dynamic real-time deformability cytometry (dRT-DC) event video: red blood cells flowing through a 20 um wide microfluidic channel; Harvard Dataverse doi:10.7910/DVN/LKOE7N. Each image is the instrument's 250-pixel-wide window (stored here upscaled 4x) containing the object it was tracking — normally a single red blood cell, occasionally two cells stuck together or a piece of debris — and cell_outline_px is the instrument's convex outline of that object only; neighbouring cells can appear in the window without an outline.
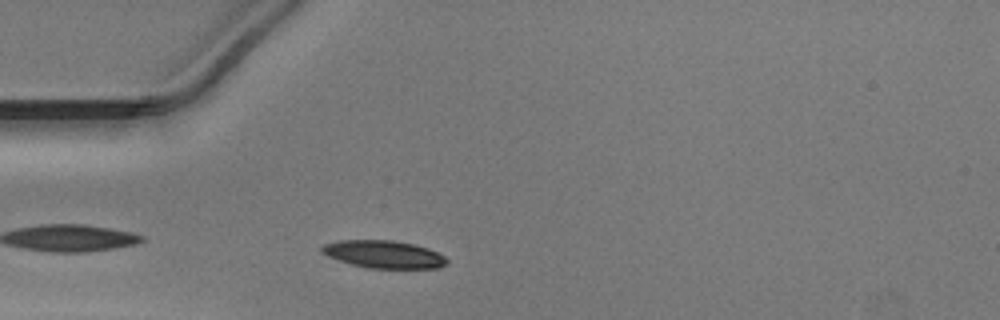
{"species": "Egyptian fruit bat (a non-hibernating species)", "species_latin": "Rousettus aegyptiacus", "temperature_condition": "warm", "stored_images_in_passage": 17, "camera_frame_rate_fps": 3000, "um_per_image_px": 0.085, "animal": {"sex": "male"}, "frame": {"image": 1, "passage_image": 3, "time_ms": 0.667, "image_size_px": [1000, 320], "cell_outline_px": [[448, 264], [436, 268], [368, 268], [352, 264], [328, 256], [320, 252], [320, 248], [324, 244], [336, 240], [392, 240], [412, 244], [428, 248], [444, 256], [448, 260]], "centroid_in_image_um": [32.6, 21.61], "position_along_channel_um": 52.4, "area_um2": 20.06}}
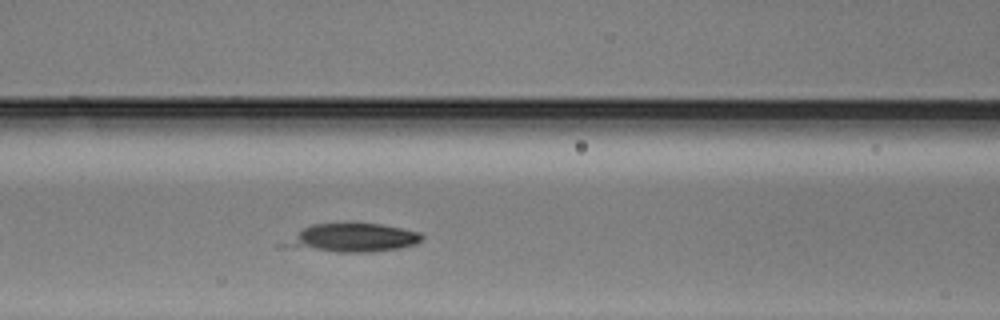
{"frame": {"image": 2, "passage_image": 10, "time_ms": 3.0, "image_size_px": [1000, 320], "cell_outline_px": [[424, 236], [416, 244], [400, 248], [372, 252], [336, 252], [276, 244], [304, 228], [312, 224], [380, 224], [420, 232]], "centroid_in_image_um": [29.97, 20.22], "position_along_channel_um": 136.6, "area_um2": 22.43}}
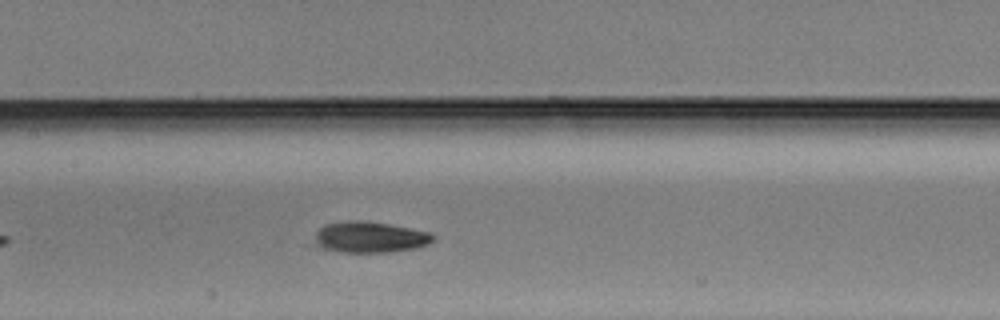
{"frame": {"image": 3, "passage_image": 13, "time_ms": 4.0, "image_size_px": [1000, 320], "cell_outline_px": [[436, 236], [428, 244], [416, 248], [392, 252], [344, 252], [320, 248], [312, 244], [312, 240], [316, 232], [324, 224], [348, 220], [368, 220], [428, 232]], "centroid_in_image_um": [31.36, 20.16], "position_along_channel_um": 176.0, "area_um2": 21.73}}